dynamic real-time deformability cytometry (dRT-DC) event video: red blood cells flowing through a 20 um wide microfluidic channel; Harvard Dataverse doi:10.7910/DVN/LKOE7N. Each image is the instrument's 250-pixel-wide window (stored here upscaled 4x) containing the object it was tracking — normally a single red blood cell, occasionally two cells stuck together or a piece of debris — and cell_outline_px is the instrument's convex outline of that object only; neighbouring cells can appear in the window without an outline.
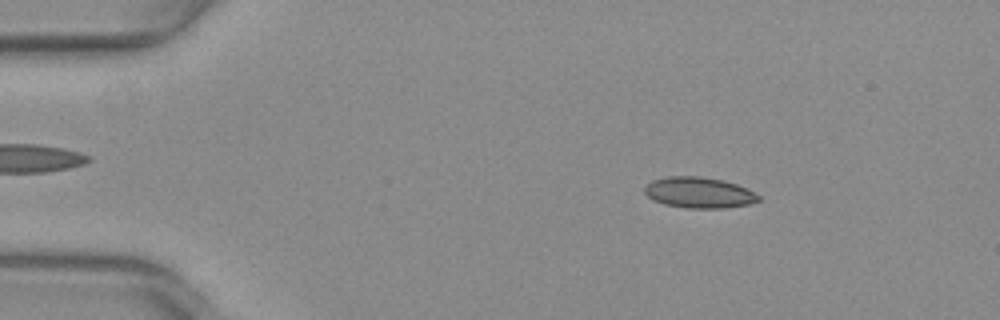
{"species": "common noctule bat (a hibernating species)", "species_latin": "Nyctalus noctula", "temperature_condition": "warm", "stored_images_in_passage": 51, "camera_frame_rate_fps": 3000, "um_per_image_px": 0.085, "animal": {"sex": "female", "body_mass_g": 29.2, "forearm_length_mm": 56.3}, "frame": {"image": 1, "passage_image": 8, "time_ms": 2.333, "image_size_px": [1000, 320], "cell_outline_px": [[760, 200], [748, 204], [724, 208], [684, 208], [664, 204], [652, 200], [644, 192], [644, 188], [652, 180], [668, 176], [700, 176], [720, 180], [736, 184], [748, 188], [760, 196]], "centroid_in_image_um": [59.4, 16.37], "position_along_channel_um": 25.6, "area_um2": 20.52}}
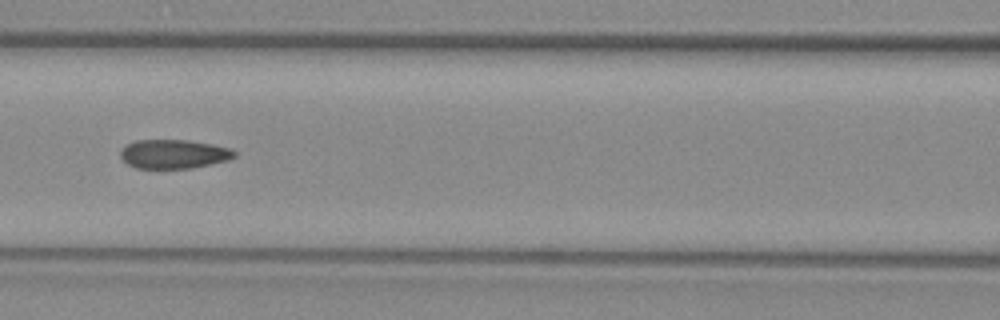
{"frame": {"image": 2, "passage_image": 23, "time_ms": 7.333, "image_size_px": [1000, 320], "cell_outline_px": [[236, 156], [228, 160], [192, 168], [136, 168], [128, 164], [120, 156], [120, 152], [128, 144], [136, 140], [188, 140], [212, 144], [228, 148], [236, 152]], "centroid_in_image_um": [14.78, 13.09], "position_along_channel_um": 151.8, "area_um2": 19.07}}
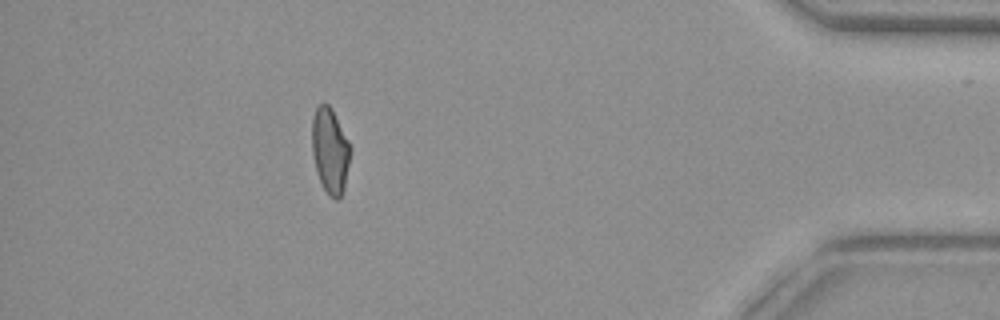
{"frame": {"image": 3, "passage_image": 46, "time_ms": 15.0, "image_size_px": [1000, 320], "cell_outline_px": [[352, 148], [344, 188], [340, 200], [336, 200], [328, 196], [316, 172], [312, 152], [312, 116], [316, 108], [324, 100], [332, 108]], "centroid_in_image_um": [28.06, 12.8], "position_along_channel_um": 407.1, "area_um2": 19.42}, "authors_computed_cell_mechanics": {"area_um2": 19.8832, "velocity_mm_per_s": 4.0167, "shape_relaxation_time_tau1_ms": null, "shape_relaxation_time_tau2_ms": 1.4387, "deformation_change_tau1": null, "deformation_change_tau2": 0.0641}}